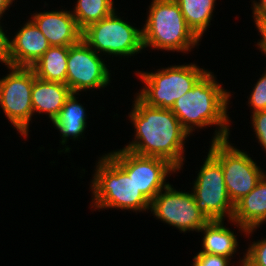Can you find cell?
Wrapping results in <instances>:
<instances>
[{
  "label": "cell",
  "mask_w": 266,
  "mask_h": 266,
  "mask_svg": "<svg viewBox=\"0 0 266 266\" xmlns=\"http://www.w3.org/2000/svg\"><path fill=\"white\" fill-rule=\"evenodd\" d=\"M76 3L71 12L82 31L115 11L113 0H77Z\"/></svg>",
  "instance_id": "21"
},
{
  "label": "cell",
  "mask_w": 266,
  "mask_h": 266,
  "mask_svg": "<svg viewBox=\"0 0 266 266\" xmlns=\"http://www.w3.org/2000/svg\"><path fill=\"white\" fill-rule=\"evenodd\" d=\"M216 0H176L185 21L192 31L201 39L211 25Z\"/></svg>",
  "instance_id": "20"
},
{
  "label": "cell",
  "mask_w": 266,
  "mask_h": 266,
  "mask_svg": "<svg viewBox=\"0 0 266 266\" xmlns=\"http://www.w3.org/2000/svg\"><path fill=\"white\" fill-rule=\"evenodd\" d=\"M251 118V124L256 138L258 139V143H260L262 149L266 151V110L252 113Z\"/></svg>",
  "instance_id": "24"
},
{
  "label": "cell",
  "mask_w": 266,
  "mask_h": 266,
  "mask_svg": "<svg viewBox=\"0 0 266 266\" xmlns=\"http://www.w3.org/2000/svg\"><path fill=\"white\" fill-rule=\"evenodd\" d=\"M30 18L47 38L50 46H73L82 40V30L69 10L36 12Z\"/></svg>",
  "instance_id": "14"
},
{
  "label": "cell",
  "mask_w": 266,
  "mask_h": 266,
  "mask_svg": "<svg viewBox=\"0 0 266 266\" xmlns=\"http://www.w3.org/2000/svg\"><path fill=\"white\" fill-rule=\"evenodd\" d=\"M96 163L91 180V207L100 209H124L135 212L148 211L151 202L136 187L129 177L107 154Z\"/></svg>",
  "instance_id": "4"
},
{
  "label": "cell",
  "mask_w": 266,
  "mask_h": 266,
  "mask_svg": "<svg viewBox=\"0 0 266 266\" xmlns=\"http://www.w3.org/2000/svg\"><path fill=\"white\" fill-rule=\"evenodd\" d=\"M212 73L209 70L192 89L178 98L171 111L189 134L196 128L216 126L211 141H220L230 135L231 121L227 109L231 93L216 81Z\"/></svg>",
  "instance_id": "2"
},
{
  "label": "cell",
  "mask_w": 266,
  "mask_h": 266,
  "mask_svg": "<svg viewBox=\"0 0 266 266\" xmlns=\"http://www.w3.org/2000/svg\"><path fill=\"white\" fill-rule=\"evenodd\" d=\"M239 265L241 266H251L250 264H248L246 261H245V256H243L242 260L240 259L239 260Z\"/></svg>",
  "instance_id": "30"
},
{
  "label": "cell",
  "mask_w": 266,
  "mask_h": 266,
  "mask_svg": "<svg viewBox=\"0 0 266 266\" xmlns=\"http://www.w3.org/2000/svg\"><path fill=\"white\" fill-rule=\"evenodd\" d=\"M196 177L192 193L199 210L212 220L232 219L234 204L228 196L221 164L208 152Z\"/></svg>",
  "instance_id": "9"
},
{
  "label": "cell",
  "mask_w": 266,
  "mask_h": 266,
  "mask_svg": "<svg viewBox=\"0 0 266 266\" xmlns=\"http://www.w3.org/2000/svg\"><path fill=\"white\" fill-rule=\"evenodd\" d=\"M230 258L206 253H197L193 258V266H229Z\"/></svg>",
  "instance_id": "25"
},
{
  "label": "cell",
  "mask_w": 266,
  "mask_h": 266,
  "mask_svg": "<svg viewBox=\"0 0 266 266\" xmlns=\"http://www.w3.org/2000/svg\"><path fill=\"white\" fill-rule=\"evenodd\" d=\"M195 63L174 65L155 72H137L145 86L136 93L151 107L171 109L175 101L192 89L208 72Z\"/></svg>",
  "instance_id": "5"
},
{
  "label": "cell",
  "mask_w": 266,
  "mask_h": 266,
  "mask_svg": "<svg viewBox=\"0 0 266 266\" xmlns=\"http://www.w3.org/2000/svg\"><path fill=\"white\" fill-rule=\"evenodd\" d=\"M252 113L266 110V71L261 75L248 98Z\"/></svg>",
  "instance_id": "22"
},
{
  "label": "cell",
  "mask_w": 266,
  "mask_h": 266,
  "mask_svg": "<svg viewBox=\"0 0 266 266\" xmlns=\"http://www.w3.org/2000/svg\"><path fill=\"white\" fill-rule=\"evenodd\" d=\"M230 222L248 237L266 222V174L248 195L234 204Z\"/></svg>",
  "instance_id": "15"
},
{
  "label": "cell",
  "mask_w": 266,
  "mask_h": 266,
  "mask_svg": "<svg viewBox=\"0 0 266 266\" xmlns=\"http://www.w3.org/2000/svg\"><path fill=\"white\" fill-rule=\"evenodd\" d=\"M71 93L67 84L40 79L36 77L34 72L31 93L33 113H45L50 121H53L59 115L60 110Z\"/></svg>",
  "instance_id": "16"
},
{
  "label": "cell",
  "mask_w": 266,
  "mask_h": 266,
  "mask_svg": "<svg viewBox=\"0 0 266 266\" xmlns=\"http://www.w3.org/2000/svg\"><path fill=\"white\" fill-rule=\"evenodd\" d=\"M172 186L169 183L153 198L151 213L180 232H198L208 218L197 207L192 191H178Z\"/></svg>",
  "instance_id": "11"
},
{
  "label": "cell",
  "mask_w": 266,
  "mask_h": 266,
  "mask_svg": "<svg viewBox=\"0 0 266 266\" xmlns=\"http://www.w3.org/2000/svg\"><path fill=\"white\" fill-rule=\"evenodd\" d=\"M147 15L142 27L144 50L188 53L199 45L200 38L188 26L176 0H152Z\"/></svg>",
  "instance_id": "3"
},
{
  "label": "cell",
  "mask_w": 266,
  "mask_h": 266,
  "mask_svg": "<svg viewBox=\"0 0 266 266\" xmlns=\"http://www.w3.org/2000/svg\"><path fill=\"white\" fill-rule=\"evenodd\" d=\"M116 12L89 25L83 30L82 39L100 55L128 58L141 53L144 49L142 29L130 25Z\"/></svg>",
  "instance_id": "6"
},
{
  "label": "cell",
  "mask_w": 266,
  "mask_h": 266,
  "mask_svg": "<svg viewBox=\"0 0 266 266\" xmlns=\"http://www.w3.org/2000/svg\"><path fill=\"white\" fill-rule=\"evenodd\" d=\"M101 56L83 39L69 46L66 84L72 93L110 85L111 73Z\"/></svg>",
  "instance_id": "12"
},
{
  "label": "cell",
  "mask_w": 266,
  "mask_h": 266,
  "mask_svg": "<svg viewBox=\"0 0 266 266\" xmlns=\"http://www.w3.org/2000/svg\"><path fill=\"white\" fill-rule=\"evenodd\" d=\"M107 155L129 176L136 187L151 202L169 182L168 175L178 171L167 160L142 156L127 149H118Z\"/></svg>",
  "instance_id": "10"
},
{
  "label": "cell",
  "mask_w": 266,
  "mask_h": 266,
  "mask_svg": "<svg viewBox=\"0 0 266 266\" xmlns=\"http://www.w3.org/2000/svg\"><path fill=\"white\" fill-rule=\"evenodd\" d=\"M2 18H0L1 20ZM1 23V21H0ZM0 24V62L6 65V53H7V37L6 33L4 32L3 26Z\"/></svg>",
  "instance_id": "27"
},
{
  "label": "cell",
  "mask_w": 266,
  "mask_h": 266,
  "mask_svg": "<svg viewBox=\"0 0 266 266\" xmlns=\"http://www.w3.org/2000/svg\"><path fill=\"white\" fill-rule=\"evenodd\" d=\"M13 1L15 0H0V18L4 16L3 14H5L6 10H9Z\"/></svg>",
  "instance_id": "29"
},
{
  "label": "cell",
  "mask_w": 266,
  "mask_h": 266,
  "mask_svg": "<svg viewBox=\"0 0 266 266\" xmlns=\"http://www.w3.org/2000/svg\"><path fill=\"white\" fill-rule=\"evenodd\" d=\"M68 51L69 47L50 46L31 67L36 77L66 84Z\"/></svg>",
  "instance_id": "19"
},
{
  "label": "cell",
  "mask_w": 266,
  "mask_h": 266,
  "mask_svg": "<svg viewBox=\"0 0 266 266\" xmlns=\"http://www.w3.org/2000/svg\"><path fill=\"white\" fill-rule=\"evenodd\" d=\"M6 67L9 73L0 78V106L17 133L27 138L34 115L31 100L34 70L8 65Z\"/></svg>",
  "instance_id": "8"
},
{
  "label": "cell",
  "mask_w": 266,
  "mask_h": 266,
  "mask_svg": "<svg viewBox=\"0 0 266 266\" xmlns=\"http://www.w3.org/2000/svg\"><path fill=\"white\" fill-rule=\"evenodd\" d=\"M257 30L259 31V33H261L260 34L261 39L258 40L259 42H257L256 46H258L259 47L258 49H260L262 53H264L266 56V28H260Z\"/></svg>",
  "instance_id": "28"
},
{
  "label": "cell",
  "mask_w": 266,
  "mask_h": 266,
  "mask_svg": "<svg viewBox=\"0 0 266 266\" xmlns=\"http://www.w3.org/2000/svg\"><path fill=\"white\" fill-rule=\"evenodd\" d=\"M225 220L208 221L198 232L203 233L202 250L198 253L222 255L231 259L237 253V237L224 226Z\"/></svg>",
  "instance_id": "18"
},
{
  "label": "cell",
  "mask_w": 266,
  "mask_h": 266,
  "mask_svg": "<svg viewBox=\"0 0 266 266\" xmlns=\"http://www.w3.org/2000/svg\"><path fill=\"white\" fill-rule=\"evenodd\" d=\"M245 253V261L251 266H266V238L253 241Z\"/></svg>",
  "instance_id": "23"
},
{
  "label": "cell",
  "mask_w": 266,
  "mask_h": 266,
  "mask_svg": "<svg viewBox=\"0 0 266 266\" xmlns=\"http://www.w3.org/2000/svg\"><path fill=\"white\" fill-rule=\"evenodd\" d=\"M209 153L221 164L226 190L232 203L248 195L266 174L244 150L228 139L211 141Z\"/></svg>",
  "instance_id": "7"
},
{
  "label": "cell",
  "mask_w": 266,
  "mask_h": 266,
  "mask_svg": "<svg viewBox=\"0 0 266 266\" xmlns=\"http://www.w3.org/2000/svg\"><path fill=\"white\" fill-rule=\"evenodd\" d=\"M7 37L6 65L31 68L50 48L47 38L37 25L28 20L13 36Z\"/></svg>",
  "instance_id": "13"
},
{
  "label": "cell",
  "mask_w": 266,
  "mask_h": 266,
  "mask_svg": "<svg viewBox=\"0 0 266 266\" xmlns=\"http://www.w3.org/2000/svg\"><path fill=\"white\" fill-rule=\"evenodd\" d=\"M76 93H71V95L65 101L64 106L60 110L59 115L52 121L53 125L57 130L60 131L61 144L65 145V149L58 150V152L69 153L70 147L66 146L67 141L70 139H81L80 136L84 134L86 129V108L80 103H78ZM68 139V140H67Z\"/></svg>",
  "instance_id": "17"
},
{
  "label": "cell",
  "mask_w": 266,
  "mask_h": 266,
  "mask_svg": "<svg viewBox=\"0 0 266 266\" xmlns=\"http://www.w3.org/2000/svg\"><path fill=\"white\" fill-rule=\"evenodd\" d=\"M259 1V2H258ZM254 0L252 14L257 29L266 28V0Z\"/></svg>",
  "instance_id": "26"
},
{
  "label": "cell",
  "mask_w": 266,
  "mask_h": 266,
  "mask_svg": "<svg viewBox=\"0 0 266 266\" xmlns=\"http://www.w3.org/2000/svg\"><path fill=\"white\" fill-rule=\"evenodd\" d=\"M133 102L128 117L134 126V140L123 149L165 159L179 172L185 161V140L190 134L171 109L151 107L137 95Z\"/></svg>",
  "instance_id": "1"
}]
</instances>
